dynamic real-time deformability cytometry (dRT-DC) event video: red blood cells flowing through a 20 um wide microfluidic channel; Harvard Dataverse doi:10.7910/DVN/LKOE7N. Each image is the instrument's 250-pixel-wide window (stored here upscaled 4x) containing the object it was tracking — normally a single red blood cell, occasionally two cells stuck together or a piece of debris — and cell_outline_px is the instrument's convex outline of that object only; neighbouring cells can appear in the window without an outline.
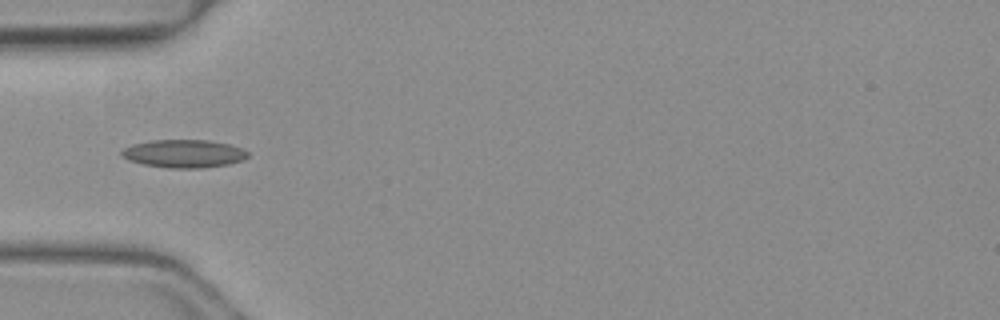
{"species": "common noctule bat (a hibernating species)", "species_latin": "Nyctalus noctula", "temperature_condition": "warm", "stored_images_in_passage": 34, "camera_frame_rate_fps": 3000, "um_per_image_px": 0.085, "animal": {"sex": "female", "body_mass_g": 19.3, "forearm_length_mm": 54.1}, "frame": {"image": 1, "passage_image": 1, "time_ms": 0.0, "image_size_px": [1000, 320], "cell_outline_px": [[248, 156], [244, 160], [228, 164], [200, 168], [168, 168], [144, 164], [128, 160], [120, 156], [120, 152], [124, 148], [132, 144], [152, 140], [208, 140], [228, 144], [240, 148], [248, 152]], "centroid_in_image_um": [15.6, 13.06], "position_along_channel_um": 69.4, "area_um2": 20.58}}
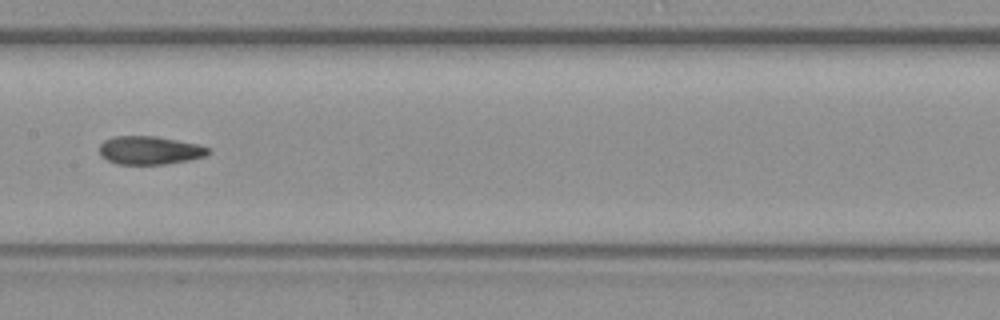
{"frame": {"image": 2, "passage_image": 10, "time_ms": 3.0, "image_size_px": [1000, 320], "cell_outline_px": [[212, 152], [204, 156], [188, 160], [164, 164], [116, 164], [100, 156], [100, 144], [104, 140], [112, 136], [156, 136], [200, 144], [212, 148]], "centroid_in_image_um": [12.75, 12.76], "position_along_channel_um": 194.7, "area_um2": 18.15}}
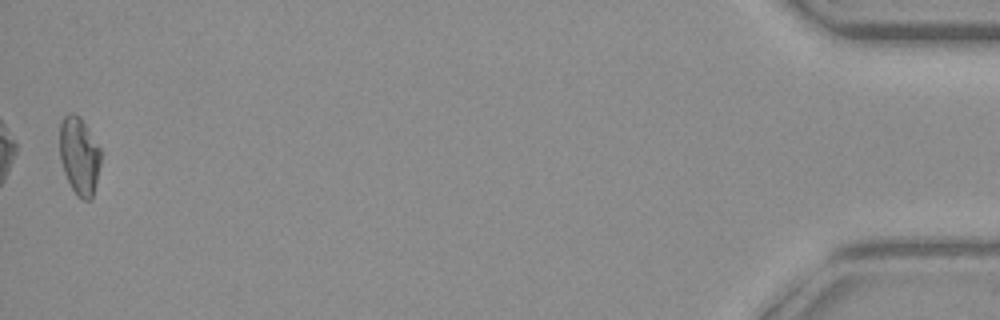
{"frame": {"image": 3, "passage_image": 34, "time_ms": 11.0, "image_size_px": [1000, 320], "cell_outline_px": [[100, 164], [92, 200], [84, 200], [72, 188], [64, 172], [60, 160], [60, 124], [64, 116], [68, 112], [72, 112], [80, 116], [100, 148]], "centroid_in_image_um": [6.73, 13.21], "position_along_channel_um": 428.5, "area_um2": 18.44}, "authors_computed_cell_mechanics": {"area_um2": 18.2359, "velocity_mm_per_s": 4.154, "shape_relaxation_time_tau1_ms": 10.0476, "shape_relaxation_time_tau2_ms": 2.2192, "deformation_change_tau1": 0.2391, "deformation_change_tau2": 0.095}}